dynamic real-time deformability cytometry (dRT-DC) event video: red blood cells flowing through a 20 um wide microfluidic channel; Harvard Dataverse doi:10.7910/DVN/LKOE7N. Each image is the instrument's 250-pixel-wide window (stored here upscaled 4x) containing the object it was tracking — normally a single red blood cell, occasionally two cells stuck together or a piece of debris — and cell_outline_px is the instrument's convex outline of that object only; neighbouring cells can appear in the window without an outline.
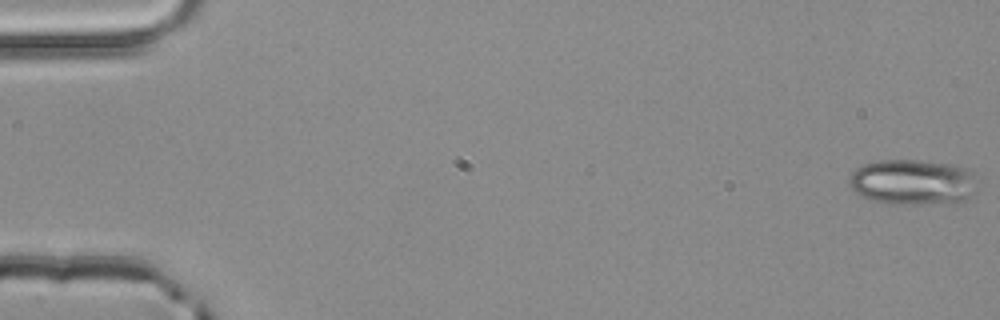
{"species": "common noctule bat (a hibernating species)", "species_latin": "Nyctalus noctula", "temperature_condition": "room temperature", "stored_images_in_passage": 3, "camera_frame_rate_fps": 3000, "um_per_image_px": 0.085, "animal": {"sex": "male", "body_mass_g": 20.4}, "frame": {"image": 1, "passage_image": 1, "time_ms": 0.0, "image_size_px": [1000, 320], "cell_outline_px": [[980, 180], [976, 192], [964, 204], [884, 204], [872, 200], [856, 192], [848, 184], [848, 180], [852, 172], [856, 168], [864, 164], [880, 160], [916, 160], [952, 164], [968, 168]], "centroid_in_image_um": [77.7, 15.51], "position_along_channel_um": 7.3, "area_um2": 35.14}}